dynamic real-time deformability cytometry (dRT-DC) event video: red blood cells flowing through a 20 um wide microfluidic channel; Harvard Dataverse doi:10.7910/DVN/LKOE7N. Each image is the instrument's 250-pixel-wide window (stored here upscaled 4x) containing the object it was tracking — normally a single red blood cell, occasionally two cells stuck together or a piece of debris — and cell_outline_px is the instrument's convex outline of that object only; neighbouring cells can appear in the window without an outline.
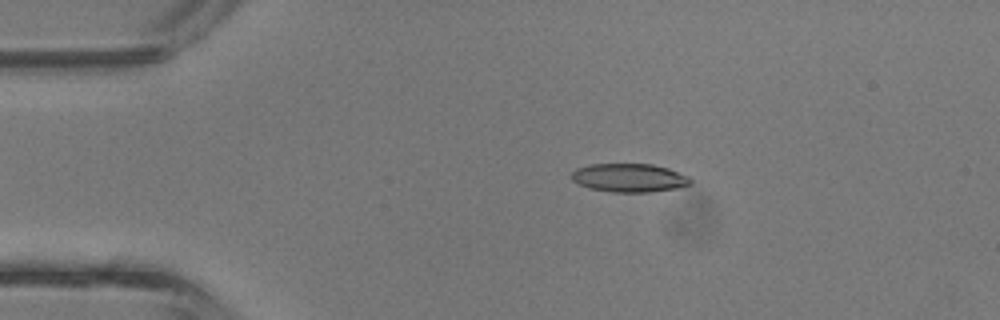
{"species": "common noctule bat (a hibernating species)", "species_latin": "Nyctalus noctula", "temperature_condition": "room temperature", "stored_images_in_passage": 4, "camera_frame_rate_fps": 3000, "um_per_image_px": 0.085, "animal": {"sex": "male", "body_mass_g": 13.3}, "frame": {"image": 1, "passage_image": 3, "time_ms": 0.667, "image_size_px": [1000, 320], "cell_outline_px": [[692, 184], [680, 188], [648, 192], [612, 192], [588, 188], [572, 180], [572, 172], [576, 168], [588, 164], [652, 164], [668, 168], [688, 176], [692, 180]], "centroid_in_image_um": [53.5, 15.11], "position_along_channel_um": 31.5, "area_um2": 19.88}}